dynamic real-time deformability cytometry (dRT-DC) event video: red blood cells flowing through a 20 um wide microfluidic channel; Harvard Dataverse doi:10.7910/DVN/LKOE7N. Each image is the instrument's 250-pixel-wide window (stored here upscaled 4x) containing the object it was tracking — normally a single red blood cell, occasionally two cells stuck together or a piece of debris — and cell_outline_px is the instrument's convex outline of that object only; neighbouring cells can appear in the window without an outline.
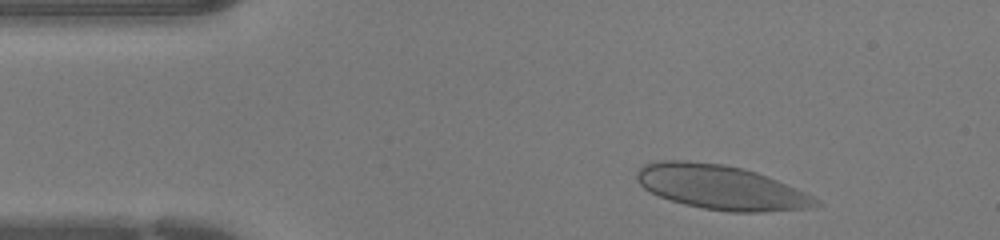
{"species": "human", "species_latin": "Homo sapiens", "temperature_condition": "warm", "stored_images_in_passage": 41, "camera_frame_rate_fps": 3000, "um_per_image_px": 0.085, "donor": {"sex": "female"}, "frame": {"image": 1, "passage_image": 3, "time_ms": 0.667, "image_size_px": [1000, 240], "cell_outline_px": [[824, 204], [808, 208], [764, 212], [728, 212], [704, 208], [684, 204], [660, 196], [644, 188], [636, 180], [636, 172], [644, 164], [660, 160], [688, 160], [724, 164], [744, 168], [768, 176], [796, 188], [820, 200]], "centroid_in_image_um": [61.29, 15.91], "position_along_channel_um": 23.7, "area_um2": 46.36}}
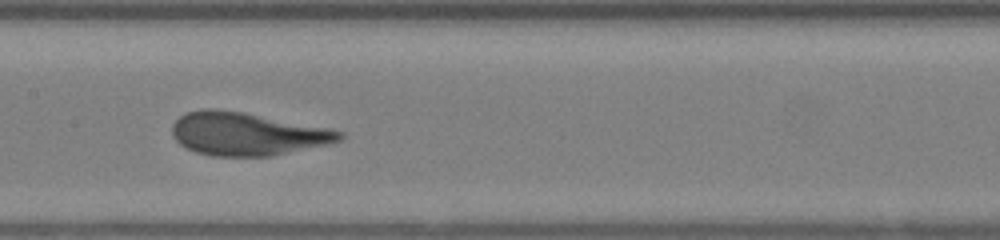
{"frame": {"image": 2, "passage_image": 18, "time_ms": 5.667, "image_size_px": [1000, 240], "cell_outline_px": [[344, 140], [328, 144], [272, 156], [212, 156], [196, 152], [180, 144], [172, 136], [172, 124], [184, 112], [200, 108], [216, 108], [244, 112], [328, 128], [344, 132]], "centroid_in_image_um": [20.98, 11.37], "position_along_channel_um": 186.4, "area_um2": 42.19}}
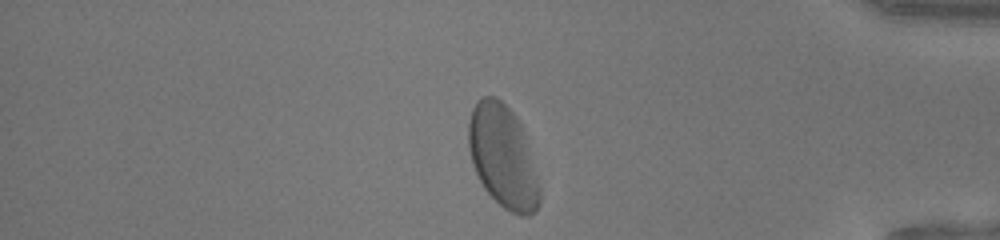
{"frame": {"image": 3, "passage_image": 34, "time_ms": 11.0, "image_size_px": [1000, 240], "cell_outline_px": [[540, 204], [536, 212], [528, 216], [520, 216], [504, 208], [484, 188], [472, 164], [468, 148], [468, 120], [472, 108], [476, 100], [480, 96], [496, 96], [516, 116], [520, 124], [540, 188]], "centroid_in_image_um": [42.71, 13.31], "position_along_channel_um": 392.5, "area_um2": 42.19}}